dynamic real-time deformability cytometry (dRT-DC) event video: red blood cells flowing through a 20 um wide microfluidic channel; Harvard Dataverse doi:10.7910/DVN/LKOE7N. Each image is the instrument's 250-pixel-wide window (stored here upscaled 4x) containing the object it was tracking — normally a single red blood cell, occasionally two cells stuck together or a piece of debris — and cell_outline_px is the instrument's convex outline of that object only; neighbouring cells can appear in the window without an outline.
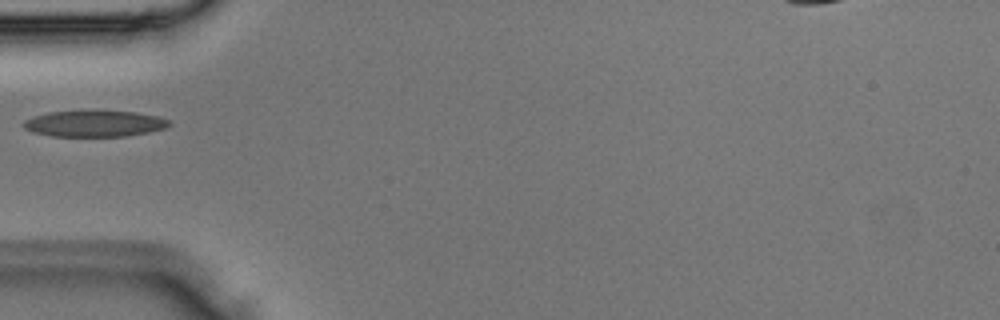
{"species": "Egyptian fruit bat (a non-hibernating species)", "species_latin": "Rousettus aegyptiacus", "temperature_condition": "room temperature", "stored_images_in_passage": 4, "camera_frame_rate_fps": 3000, "um_per_image_px": 0.085, "animal": {"sex": "male"}, "frame": {"image": 1, "passage_image": 4, "time_ms": 1.0, "image_size_px": [1000, 320], "cell_outline_px": [[172, 124], [164, 128], [148, 132], [128, 136], [52, 136], [32, 132], [24, 128], [20, 124], [24, 120], [48, 112], [136, 112], [160, 116], [168, 120]], "centroid_in_image_um": [8.03, 10.52], "position_along_channel_um": 77.0, "area_um2": 21.91}}